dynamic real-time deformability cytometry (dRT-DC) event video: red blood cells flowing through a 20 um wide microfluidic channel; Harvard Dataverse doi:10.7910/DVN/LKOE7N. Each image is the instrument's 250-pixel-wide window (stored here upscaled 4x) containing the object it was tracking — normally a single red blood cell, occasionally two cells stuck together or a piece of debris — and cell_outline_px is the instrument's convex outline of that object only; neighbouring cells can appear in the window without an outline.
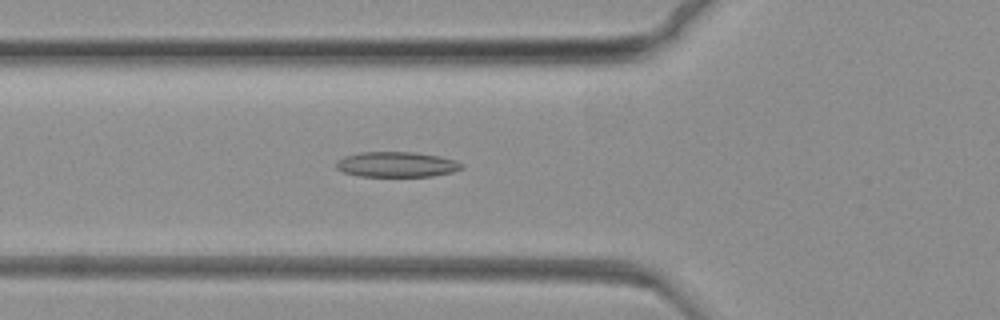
{"species": "common noctule bat (a hibernating species)", "species_latin": "Nyctalus noctula", "temperature_condition": "warm", "stored_images_in_passage": 39, "camera_frame_rate_fps": 3000, "um_per_image_px": 0.085, "animal": {"sex": "female", "body_mass_g": 19.3, "forearm_length_mm": 54.1}, "frame": {"image": 1, "passage_image": 21, "time_ms": 6.667, "image_size_px": [1000, 320], "cell_outline_px": [[464, 168], [452, 172], [432, 176], [360, 176], [344, 172], [336, 168], [336, 160], [344, 156], [360, 152], [416, 152], [440, 156], [456, 160], [464, 164]], "centroid_in_image_um": [33.73, 13.97], "position_along_channel_um": 92.1, "area_um2": 18.61}}
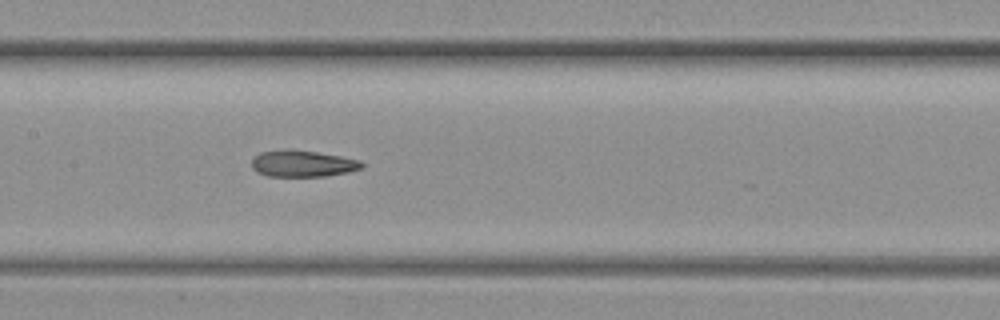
{"frame": {"image": 2, "passage_image": 31, "time_ms": 10.0, "image_size_px": [1000, 320], "cell_outline_px": [[364, 168], [348, 172], [328, 176], [268, 176], [256, 172], [252, 168], [252, 160], [260, 152], [284, 148], [288, 148], [316, 152], [340, 156], [360, 160], [364, 164]], "centroid_in_image_um": [25.72, 13.9], "position_along_channel_um": 181.7, "area_um2": 17.22}}
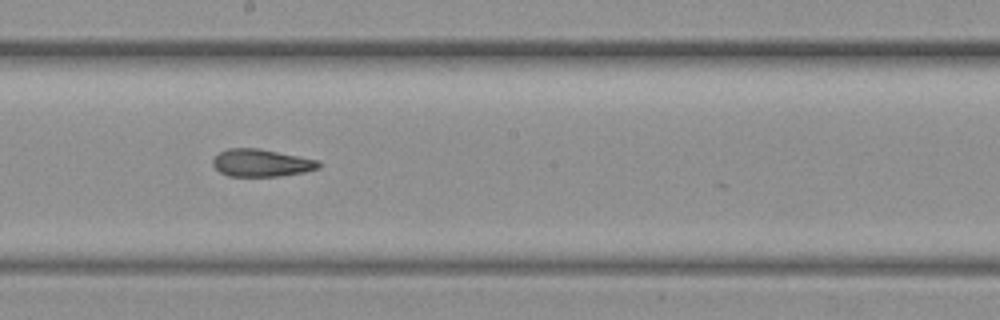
{"frame": {"image": 3, "passage_image": 36, "time_ms": 11.667, "image_size_px": [1000, 320], "cell_outline_px": [[320, 168], [304, 172], [276, 176], [228, 176], [220, 172], [212, 164], [212, 160], [220, 152], [228, 148], [260, 148], [320, 160]], "centroid_in_image_um": [22.23, 13.84], "position_along_channel_um": 226.0, "area_um2": 16.99}}